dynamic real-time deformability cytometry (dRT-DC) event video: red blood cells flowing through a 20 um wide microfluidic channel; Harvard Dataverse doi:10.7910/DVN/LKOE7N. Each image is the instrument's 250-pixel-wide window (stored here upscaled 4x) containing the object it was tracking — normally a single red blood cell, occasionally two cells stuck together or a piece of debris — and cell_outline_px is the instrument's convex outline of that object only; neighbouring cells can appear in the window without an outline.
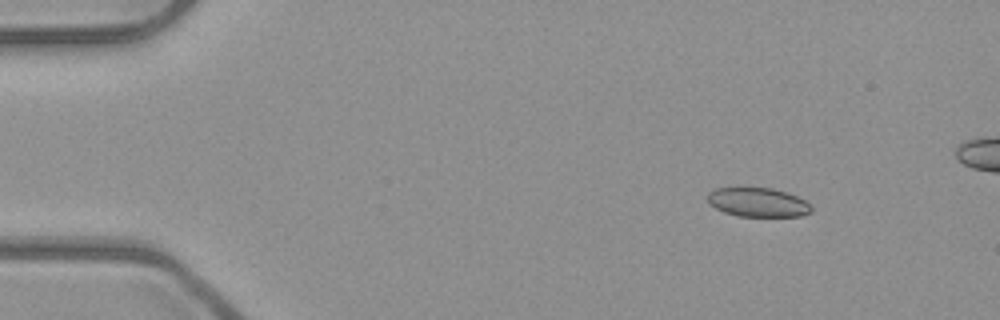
{"species": "common noctule bat (a hibernating species)", "species_latin": "Nyctalus noctula", "temperature_condition": "room temperature", "stored_images_in_passage": 48, "camera_frame_rate_fps": 3000, "um_per_image_px": 0.085, "animal": {"sex": "male", "body_mass_g": 23.1, "forearm_length_mm": 52.7}, "frame": {"image": 1, "passage_image": 1, "time_ms": 0.0, "image_size_px": [1000, 320], "cell_outline_px": [[812, 212], [800, 216], [736, 216], [724, 212], [708, 204], [708, 192], [716, 188], [744, 184], [772, 188], [788, 192], [804, 200], [812, 208]], "centroid_in_image_um": [64.36, 17.14], "position_along_channel_um": 20.6, "area_um2": 18.38}}
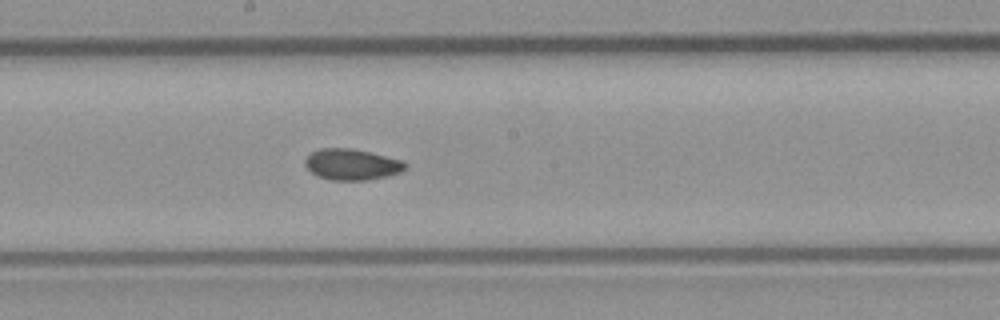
{"frame": {"image": 2, "passage_image": 23, "time_ms": 7.333, "image_size_px": [1000, 320], "cell_outline_px": [[408, 164], [400, 172], [388, 176], [368, 180], [332, 180], [316, 176], [304, 164], [304, 160], [312, 152], [320, 148], [352, 148], [404, 160]], "centroid_in_image_um": [29.91, 13.98], "position_along_channel_um": 218.3, "area_um2": 18.21}}
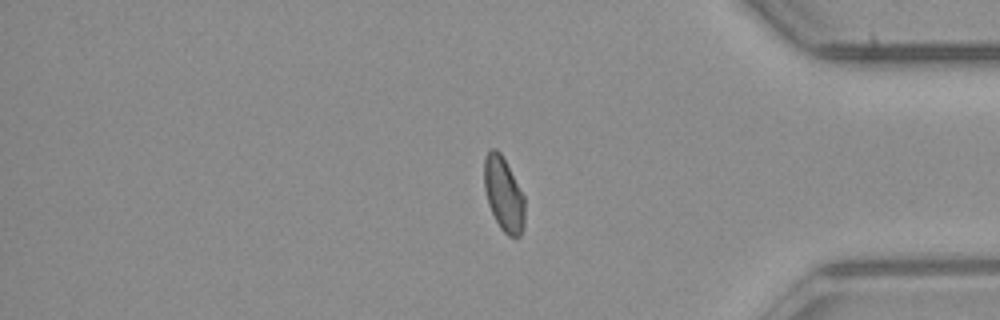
{"frame": {"image": 3, "passage_image": 38, "time_ms": 12.333, "image_size_px": [1000, 320], "cell_outline_px": [[524, 228], [520, 236], [508, 236], [500, 228], [488, 204], [484, 188], [484, 160], [488, 152], [492, 148], [496, 148], [500, 152], [524, 196]], "centroid_in_image_um": [42.8, 16.52], "position_along_channel_um": 392.4, "area_um2": 17.34}, "authors_computed_cell_mechanics": {"area_um2": 18.207, "velocity_mm_per_s": 3.9623, "shape_relaxation_time_tau1_ms": null, "shape_relaxation_time_tau2_ms": 6.1214, "deformation_change_tau1": null, "deformation_change_tau2": 0.0719}}